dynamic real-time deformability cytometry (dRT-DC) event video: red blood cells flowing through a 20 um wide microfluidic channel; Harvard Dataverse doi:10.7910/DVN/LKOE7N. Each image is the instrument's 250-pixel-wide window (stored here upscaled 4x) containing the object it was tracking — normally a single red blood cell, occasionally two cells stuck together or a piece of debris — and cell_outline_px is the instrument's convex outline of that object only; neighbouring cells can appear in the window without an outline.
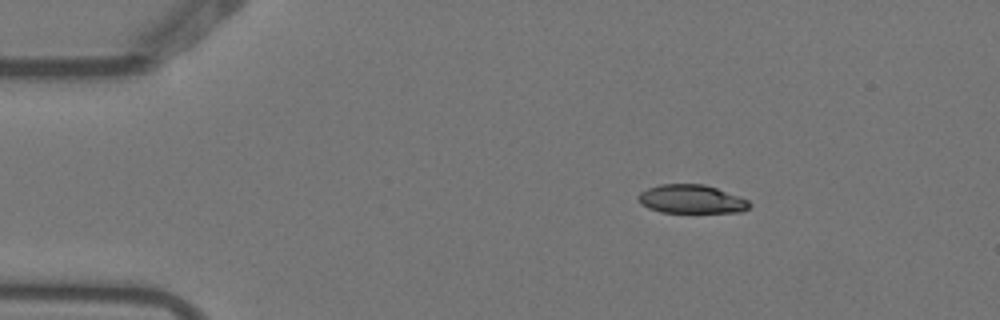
{"species": "Egyptian fruit bat (a non-hibernating species)", "species_latin": "Rousettus aegyptiacus", "temperature_condition": "warm", "stored_images_in_passage": 4, "camera_frame_rate_fps": 3000, "um_per_image_px": 0.085, "animal": {"sex": "female"}, "frame": {"image": 1, "passage_image": 2, "time_ms": 0.333, "image_size_px": [1000, 320], "cell_outline_px": [[752, 204], [748, 208], [740, 212], [660, 212], [648, 208], [640, 204], [636, 196], [640, 192], [648, 188], [660, 184], [704, 184], [716, 188], [748, 200]], "centroid_in_image_um": [58.72, 16.93], "position_along_channel_um": 26.3, "area_um2": 18.5}}